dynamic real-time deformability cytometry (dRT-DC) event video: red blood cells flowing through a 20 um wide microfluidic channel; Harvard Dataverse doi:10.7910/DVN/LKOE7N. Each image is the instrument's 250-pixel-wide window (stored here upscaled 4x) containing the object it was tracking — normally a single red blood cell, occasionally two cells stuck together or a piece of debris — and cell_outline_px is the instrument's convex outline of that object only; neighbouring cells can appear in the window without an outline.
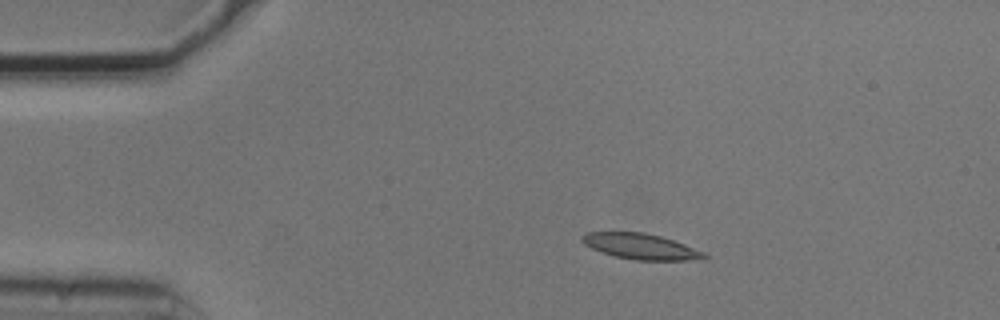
{"species": "common noctule bat (a hibernating species)", "species_latin": "Nyctalus noctula", "temperature_condition": "cold", "stored_images_in_passage": 8, "camera_frame_rate_fps": 3000, "um_per_image_px": 0.085, "animal": {"sex": "male", "body_mass_g": 20.5, "forearm_length_mm": 52.5}, "frame": {"image": 1, "passage_image": 1, "time_ms": 0.0, "image_size_px": [1000, 320], "cell_outline_px": [[708, 256], [704, 260], [636, 260], [616, 256], [592, 248], [584, 244], [580, 240], [580, 236], [584, 232], [644, 232], [660, 236], [684, 244], [704, 252]], "centroid_in_image_um": [54.47, 20.94], "position_along_channel_um": 30.5, "area_um2": 18.21}}
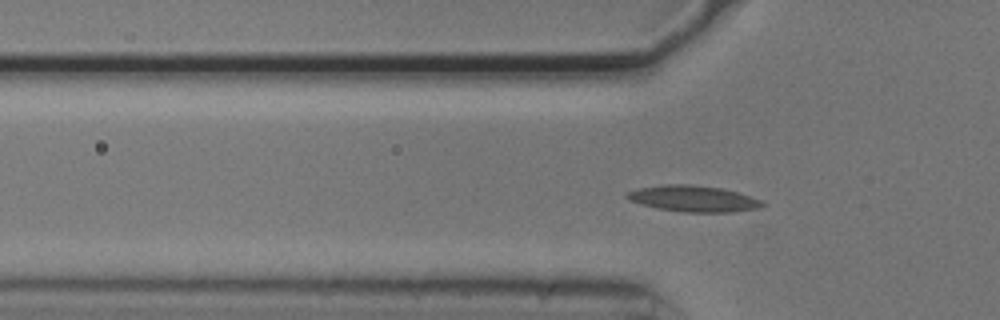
{"frame": {"image": 2, "passage_image": 8, "time_ms": 2.333, "image_size_px": [1000, 320], "cell_outline_px": [[768, 204], [760, 208], [732, 212], [684, 212], [656, 208], [628, 200], [624, 196], [628, 192], [640, 188], [664, 184], [688, 184], [720, 188], [736, 192], [764, 200]], "centroid_in_image_um": [58.98, 16.89], "position_along_channel_um": 66.8, "area_um2": 20.69}}